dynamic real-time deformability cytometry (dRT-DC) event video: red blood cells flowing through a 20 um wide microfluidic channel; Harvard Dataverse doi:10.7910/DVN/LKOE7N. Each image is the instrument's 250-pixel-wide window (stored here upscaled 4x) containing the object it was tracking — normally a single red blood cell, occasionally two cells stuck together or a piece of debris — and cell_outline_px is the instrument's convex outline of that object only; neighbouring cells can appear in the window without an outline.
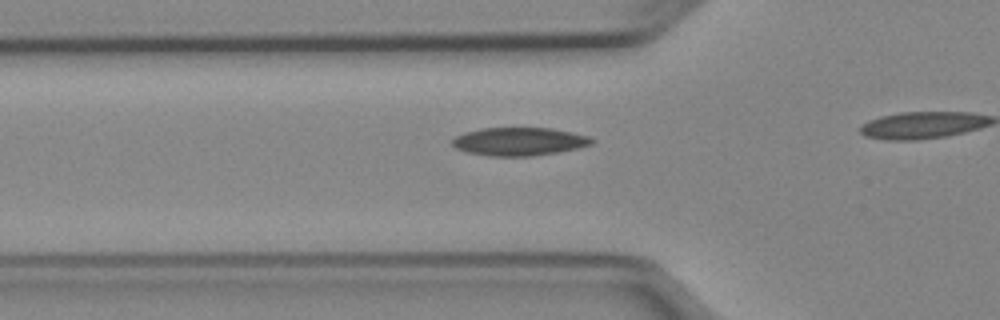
{"species": "Egyptian fruit bat (a non-hibernating species)", "species_latin": "Rousettus aegyptiacus", "temperature_condition": "cold", "stored_images_in_passage": 12, "camera_frame_rate_fps": 3000, "um_per_image_px": 0.085, "animal": {"sex": "female"}, "frame": {"image": 1, "passage_image": 4, "time_ms": 1.0, "image_size_px": [1000, 320], "cell_outline_px": [[596, 140], [592, 144], [580, 148], [556, 152], [528, 156], [492, 156], [468, 152], [456, 148], [452, 144], [452, 140], [456, 136], [464, 132], [480, 128], [552, 128], [572, 132], [588, 136]], "centroid_in_image_um": [44.15, 12.02], "position_along_channel_um": 81.7, "area_um2": 22.83}}
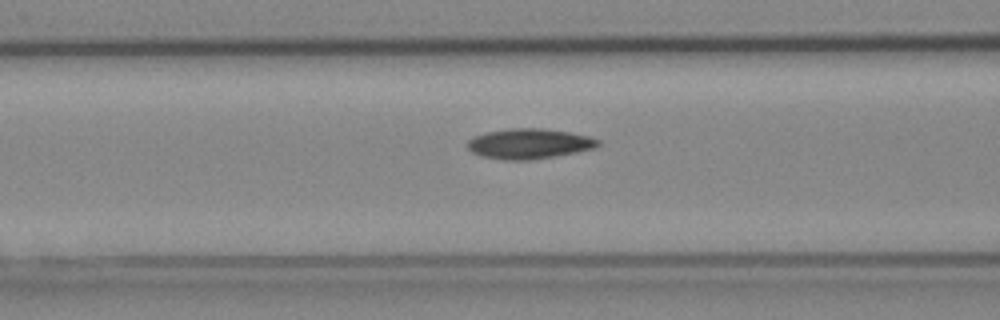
{"frame": {"image": 2, "passage_image": 7, "time_ms": 2.0, "image_size_px": [1000, 320], "cell_outline_px": [[600, 144], [596, 148], [556, 156], [532, 160], [504, 160], [480, 156], [472, 152], [468, 148], [468, 140], [472, 136], [488, 132], [508, 128], [540, 128], [568, 132], [588, 136], [600, 140]], "centroid_in_image_um": [44.97, 12.22], "position_along_channel_um": 121.6, "area_um2": 23.06}}